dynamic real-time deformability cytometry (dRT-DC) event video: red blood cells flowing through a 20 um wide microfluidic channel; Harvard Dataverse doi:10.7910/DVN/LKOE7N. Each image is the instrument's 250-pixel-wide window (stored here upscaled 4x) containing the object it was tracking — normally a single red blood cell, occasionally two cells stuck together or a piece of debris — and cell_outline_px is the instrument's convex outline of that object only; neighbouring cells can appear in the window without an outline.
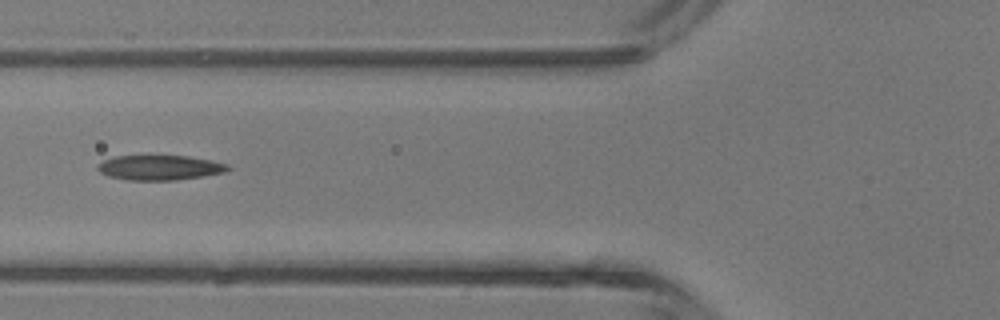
{"species": "common noctule bat (a hibernating species)", "species_latin": "Nyctalus noctula", "temperature_condition": "room temperature", "stored_images_in_passage": 3, "camera_frame_rate_fps": 3000, "um_per_image_px": 0.085, "animal": {"sex": "male", "body_mass_g": 13.3}, "frame": {"image": 1, "passage_image": 3, "time_ms": 2.333, "image_size_px": [1000, 320], "cell_outline_px": [[232, 168], [228, 172], [176, 180], [128, 180], [108, 176], [100, 172], [96, 168], [96, 164], [104, 160], [116, 156], [188, 156], [212, 160], [228, 164]], "centroid_in_image_um": [13.6, 14.25], "position_along_channel_um": 112.2, "area_um2": 19.02}}